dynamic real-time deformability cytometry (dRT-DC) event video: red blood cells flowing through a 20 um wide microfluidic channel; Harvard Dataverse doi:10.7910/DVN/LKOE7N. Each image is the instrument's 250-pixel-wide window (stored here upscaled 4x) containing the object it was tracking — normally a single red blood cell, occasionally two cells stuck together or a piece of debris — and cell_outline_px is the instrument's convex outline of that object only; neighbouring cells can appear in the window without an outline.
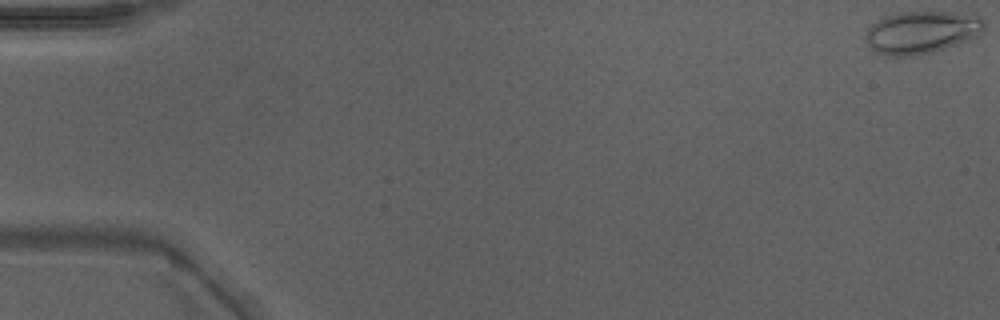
{"species": "Egyptian fruit bat (a non-hibernating species)", "species_latin": "Rousettus aegyptiacus", "temperature_condition": "warm", "stored_images_in_passage": 49, "camera_frame_rate_fps": 3000, "um_per_image_px": 0.085, "animal": {"sex": "male"}, "frame": {"image": 1, "passage_image": 1, "time_ms": 0.0, "image_size_px": [1000, 320], "cell_outline_px": [[984, 28], [976, 36], [968, 40], [932, 52], [912, 56], [888, 56], [876, 52], [868, 44], [864, 36], [868, 28], [872, 24], [884, 16], [900, 12], [952, 12], [980, 16], [984, 20]], "centroid_in_image_um": [78.31, 2.74], "position_along_channel_um": 6.7, "area_um2": 29.25}}
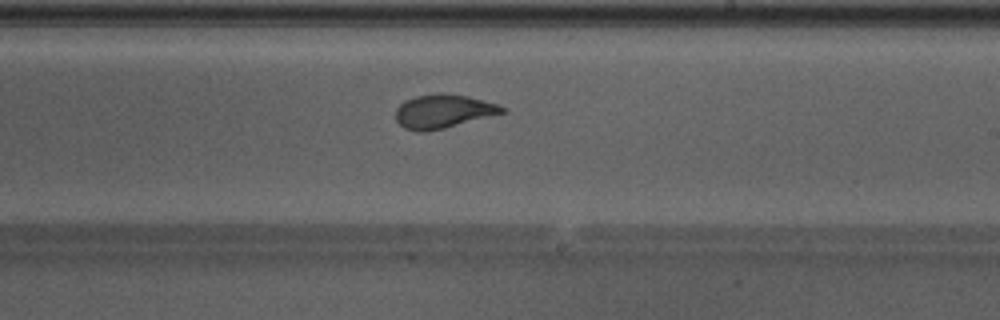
{"frame": {"image": 2, "passage_image": 30, "time_ms": 9.667, "image_size_px": [1000, 320], "cell_outline_px": [[504, 112], [444, 128], [424, 132], [416, 132], [404, 128], [396, 120], [396, 108], [404, 100], [416, 96], [440, 92], [468, 96], [496, 104], [504, 108]], "centroid_in_image_um": [37.59, 9.45], "position_along_channel_um": 251.4, "area_um2": 20.69}}
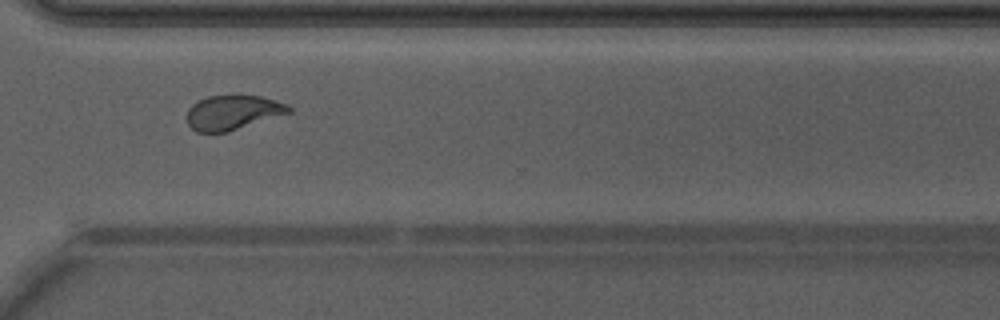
{"frame": {"image": 3, "passage_image": 37, "time_ms": 12.0, "image_size_px": [1000, 320], "cell_outline_px": [[292, 112], [228, 132], [196, 132], [188, 124], [184, 116], [188, 108], [192, 104], [208, 96], [232, 92], [240, 92], [260, 96], [288, 104], [292, 108]], "centroid_in_image_um": [19.77, 9.51], "position_along_channel_um": 350.8, "area_um2": 21.44}, "authors_computed_cell_mechanics": {"area_um2": 21.964, "velocity_mm_per_s": 4.2647, "shape_relaxation_time_tau1_ms": 4.7561, "shape_relaxation_time_tau2_ms": 0.7859, "deformation_change_tau1": 0.1973, "deformation_change_tau2": 0.0597}}